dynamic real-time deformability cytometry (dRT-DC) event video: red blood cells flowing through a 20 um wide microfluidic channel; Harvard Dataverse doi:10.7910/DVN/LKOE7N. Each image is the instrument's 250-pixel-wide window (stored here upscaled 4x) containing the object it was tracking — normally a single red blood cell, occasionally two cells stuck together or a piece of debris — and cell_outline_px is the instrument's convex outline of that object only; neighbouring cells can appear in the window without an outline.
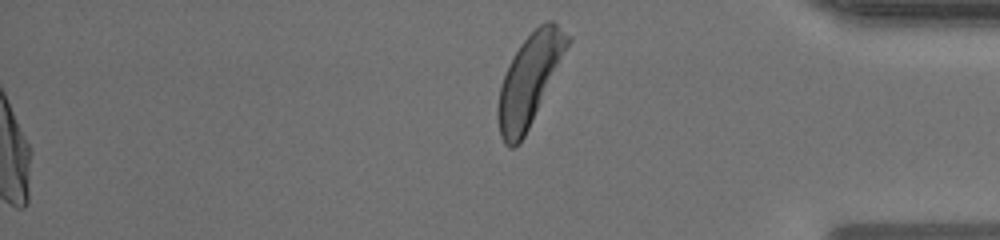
{"species": "human", "species_latin": "Homo sapiens", "temperature_condition": "warm", "stored_images_in_passage": 40, "segment_of_instrument_passage": [2, 2], "camera_frame_rate_fps": 3000, "um_per_image_px": 0.085, "donor": {"sex": "male"}, "frame": {"image": 1, "passage_image": 40, "time_ms": 13.0, "image_size_px": [1000, 240], "cell_outline_px": [[572, 40], [524, 136], [512, 148], [508, 148], [504, 144], [500, 136], [496, 116], [496, 108], [500, 88], [508, 64], [520, 44], [540, 24], [548, 20], [552, 20], [572, 36]], "centroid_in_image_um": [44.99, 6.77], "position_along_channel_um": 390.2, "area_um2": 36.3}}